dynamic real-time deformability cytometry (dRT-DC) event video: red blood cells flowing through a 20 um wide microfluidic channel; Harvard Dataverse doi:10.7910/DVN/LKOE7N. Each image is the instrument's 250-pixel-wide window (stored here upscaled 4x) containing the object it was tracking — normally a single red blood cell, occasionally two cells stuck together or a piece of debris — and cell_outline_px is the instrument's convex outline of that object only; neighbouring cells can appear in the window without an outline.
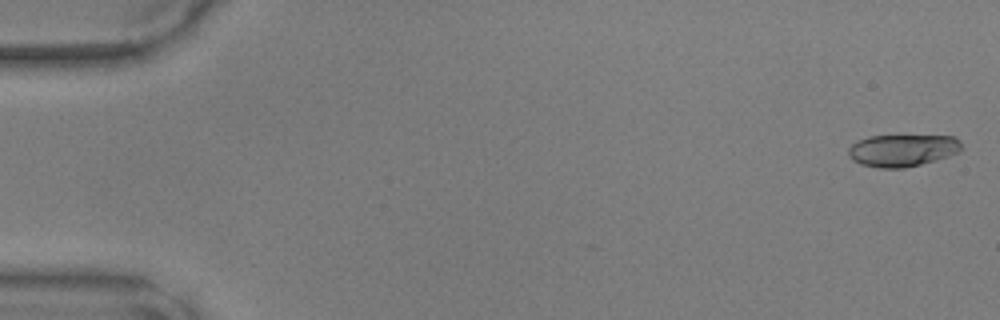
{"species": "common noctule bat (a hibernating species)", "species_latin": "Nyctalus noctula", "temperature_condition": "warm", "stored_images_in_passage": 49, "camera_frame_rate_fps": 3000, "um_per_image_px": 0.085, "animal": {"sex": "male", "body_mass_g": 17.9, "forearm_length_mm": 54.2}, "frame": {"image": 1, "passage_image": 1, "time_ms": 0.0, "image_size_px": [1000, 320], "cell_outline_px": [[964, 148], [960, 152], [936, 160], [904, 168], [880, 168], [860, 164], [852, 160], [848, 156], [848, 148], [856, 140], [868, 136], [952, 136]], "centroid_in_image_um": [76.66, 12.78], "position_along_channel_um": 8.3, "area_um2": 21.21}}
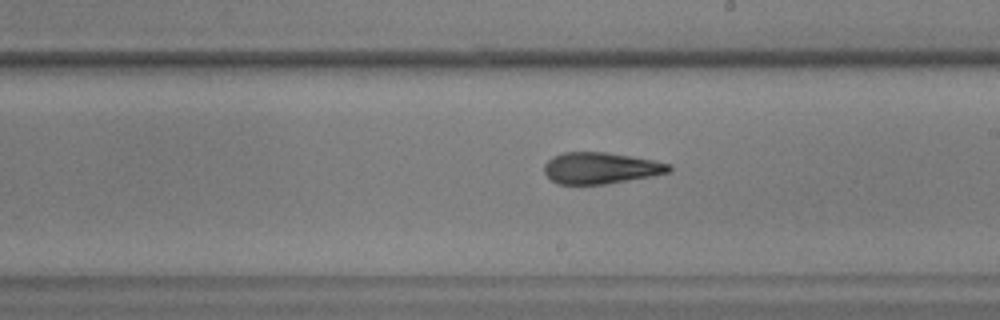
{"frame": {"image": 2, "passage_image": 28, "time_ms": 9.0, "image_size_px": [1000, 320], "cell_outline_px": [[672, 168], [668, 172], [652, 176], [604, 184], [556, 184], [544, 172], [544, 164], [552, 156], [564, 152], [604, 152], [652, 160], [672, 164]], "centroid_in_image_um": [51.03, 14.28], "position_along_channel_um": 238.0, "area_um2": 22.66}}
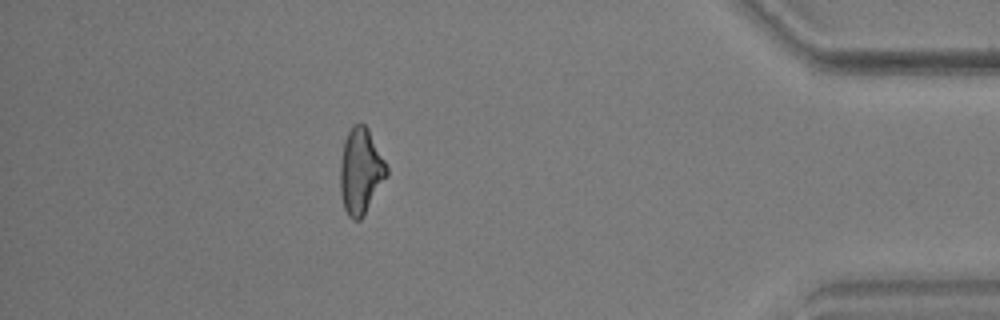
{"frame": {"image": 3, "passage_image": 43, "time_ms": 14.0, "image_size_px": [1000, 320], "cell_outline_px": [[388, 176], [364, 216], [360, 220], [352, 220], [348, 216], [344, 208], [340, 192], [340, 164], [344, 140], [352, 124], [364, 124], [368, 128], [388, 168]], "centroid_in_image_um": [30.66, 14.58], "position_along_channel_um": 404.5, "area_um2": 23.41}}